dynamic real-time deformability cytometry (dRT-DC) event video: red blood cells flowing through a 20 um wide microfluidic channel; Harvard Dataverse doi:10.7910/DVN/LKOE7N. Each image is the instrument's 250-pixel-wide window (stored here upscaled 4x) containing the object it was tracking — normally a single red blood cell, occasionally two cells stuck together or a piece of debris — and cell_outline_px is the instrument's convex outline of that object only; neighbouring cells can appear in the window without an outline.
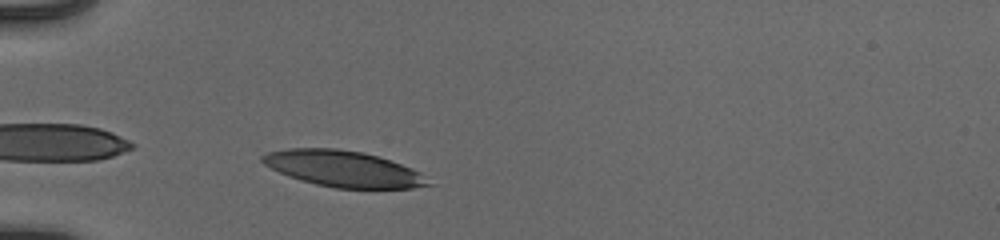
{"species": "human", "species_latin": "Homo sapiens", "temperature_condition": "cold", "stored_images_in_passage": 32, "camera_frame_rate_fps": 3000, "um_per_image_px": 0.085, "donor": {"sex": "male"}, "frame": {"image": 1, "passage_image": 2, "time_ms": 0.333, "image_size_px": [1000, 240], "cell_outline_px": [[432, 184], [412, 188], [336, 188], [316, 184], [300, 180], [288, 176], [264, 164], [260, 160], [260, 156], [268, 152], [288, 148], [336, 148], [364, 152], [412, 168], [420, 172]], "centroid_in_image_um": [29.15, 14.34], "position_along_channel_um": 55.9, "area_um2": 34.62}}
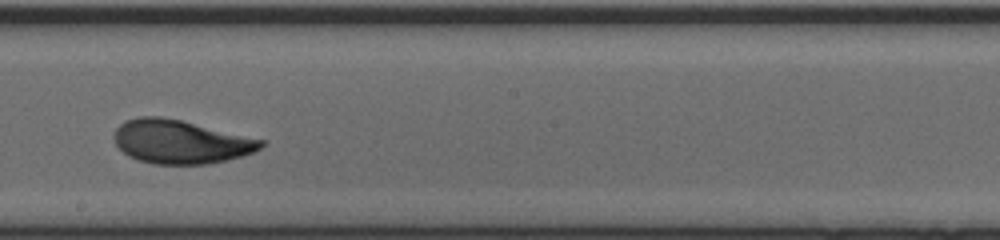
{"frame": {"image": 2, "passage_image": 17, "time_ms": 5.333, "image_size_px": [1000, 240], "cell_outline_px": [[264, 144], [260, 148], [252, 152], [240, 156], [208, 164], [156, 164], [140, 160], [128, 156], [116, 144], [116, 128], [124, 120], [140, 116], [160, 116], [180, 120], [264, 140]], "centroid_in_image_um": [15.32, 12.04], "position_along_channel_um": 232.9, "area_um2": 36.76}}
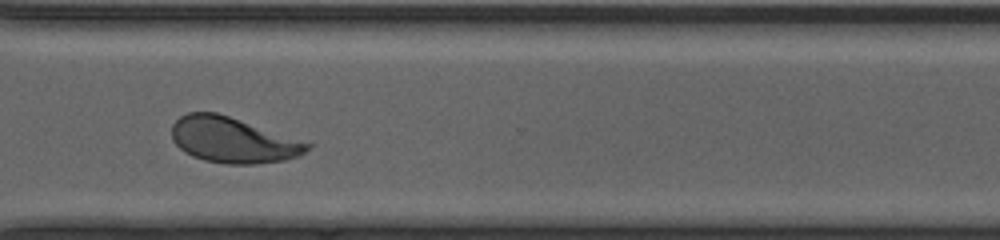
{"frame": {"image": 3, "passage_image": 26, "time_ms": 8.333, "image_size_px": [1000, 240], "cell_outline_px": [[312, 144], [300, 156], [284, 160], [256, 164], [224, 164], [204, 160], [192, 156], [184, 152], [172, 140], [172, 124], [180, 116], [188, 112], [216, 112], [312, 140]], "centroid_in_image_um": [19.9, 11.89], "position_along_channel_um": 350.7, "area_um2": 37.05}, "authors_computed_cell_mechanics": {"area_um2": 36.8475, "velocity_mm_per_s": 3.9104, "shape_relaxation_time_tau1_ms": 3.7799, "shape_relaxation_time_tau2_ms": 1.0892, "deformation_change_tau1": 0.1768, "deformation_change_tau2": 0.071}}